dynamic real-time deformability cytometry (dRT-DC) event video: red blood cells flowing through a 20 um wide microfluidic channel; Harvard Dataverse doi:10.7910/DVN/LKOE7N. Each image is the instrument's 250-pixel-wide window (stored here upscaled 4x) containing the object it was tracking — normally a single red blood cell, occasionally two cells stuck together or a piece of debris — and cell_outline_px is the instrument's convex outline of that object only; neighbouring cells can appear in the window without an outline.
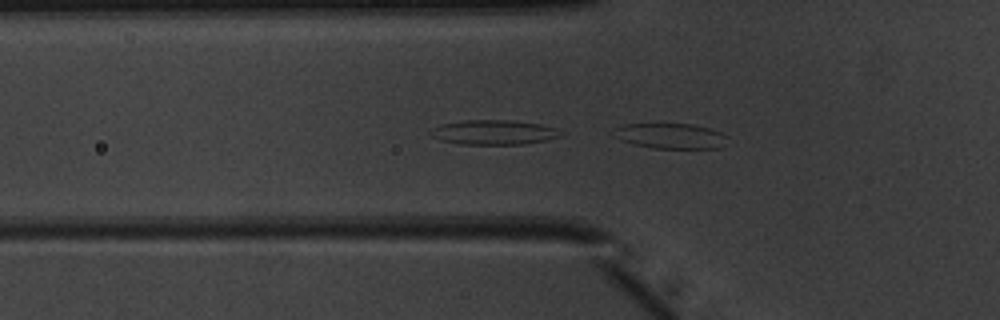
{"species": "common noctule bat (a hibernating species)", "species_latin": "Nyctalus noctula", "temperature_condition": "warm", "stored_images_in_passage": 26, "camera_frame_rate_fps": 3000, "um_per_image_px": 0.085, "animal": {"sex": "male", "body_mass_g": 20.1, "forearm_length_mm": 53.5}, "frame": {"image": 1, "passage_image": 18, "time_ms": 5.667, "image_size_px": [1000, 320], "cell_outline_px": [[728, 136], [720, 148], [652, 148], [636, 144], [624, 140], [612, 128], [624, 124], [692, 124], [708, 128], [720, 132]], "centroid_in_image_um": [57.05, 11.55], "position_along_channel_um": 68.7, "area_um2": 16.3}}